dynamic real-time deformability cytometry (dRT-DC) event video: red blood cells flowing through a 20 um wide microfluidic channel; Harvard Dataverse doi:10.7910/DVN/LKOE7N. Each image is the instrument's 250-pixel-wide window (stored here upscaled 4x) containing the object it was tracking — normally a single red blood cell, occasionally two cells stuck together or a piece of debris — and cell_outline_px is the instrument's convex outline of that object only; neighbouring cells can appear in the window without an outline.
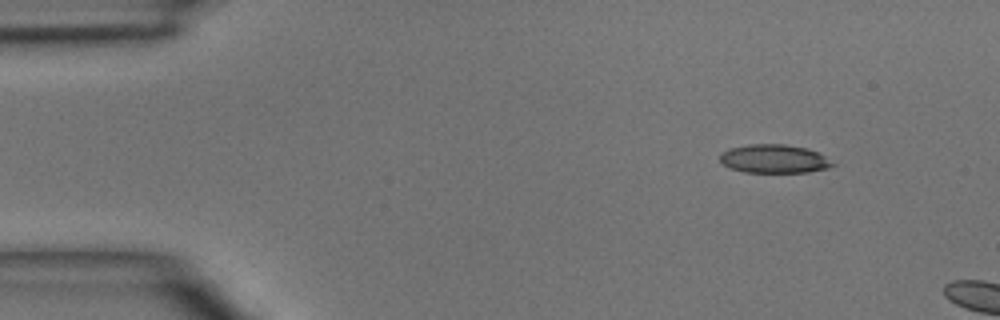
{"species": "common noctule bat (a hibernating species)", "species_latin": "Nyctalus noctula", "temperature_condition": "room temperature", "stored_images_in_passage": 2, "camera_frame_rate_fps": 3000, "um_per_image_px": 0.085, "animal": {"sex": "male", "body_mass_g": 15.6}, "frame": {"image": 1, "passage_image": 1, "time_ms": 0.0, "image_size_px": [1000, 320], "cell_outline_px": [[836, 164], [828, 168], [808, 172], [744, 172], [732, 168], [724, 164], [720, 160], [720, 152], [728, 148], [748, 144], [784, 144], [808, 148], [820, 152]], "centroid_in_image_um": [65.82, 13.48], "position_along_channel_um": 19.2, "area_um2": 18.9}}